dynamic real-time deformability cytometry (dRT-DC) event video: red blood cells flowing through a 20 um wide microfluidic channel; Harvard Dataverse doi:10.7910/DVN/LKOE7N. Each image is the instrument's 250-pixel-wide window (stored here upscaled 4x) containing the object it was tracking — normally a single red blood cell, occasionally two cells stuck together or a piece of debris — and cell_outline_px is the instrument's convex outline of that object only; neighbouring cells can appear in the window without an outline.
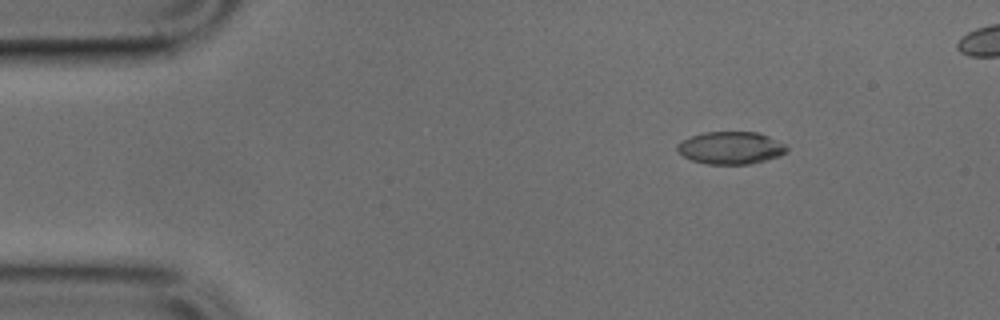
{"species": "common noctule bat (a hibernating species)", "species_latin": "Nyctalus noctula", "temperature_condition": "cold", "stored_images_in_passage": 41, "camera_frame_rate_fps": 3000, "um_per_image_px": 0.085, "animal": {"sex": "male", "body_mass_g": 17.9, "forearm_length_mm": 54.2}, "frame": {"image": 1, "passage_image": 1, "time_ms": 0.0, "image_size_px": [1000, 320], "cell_outline_px": [[788, 148], [780, 156], [748, 164], [708, 164], [692, 160], [684, 156], [676, 148], [676, 144], [692, 136], [704, 132], [756, 132], [768, 136], [788, 144]], "centroid_in_image_um": [62.14, 12.56], "position_along_channel_um": 22.9, "area_um2": 20.58}}
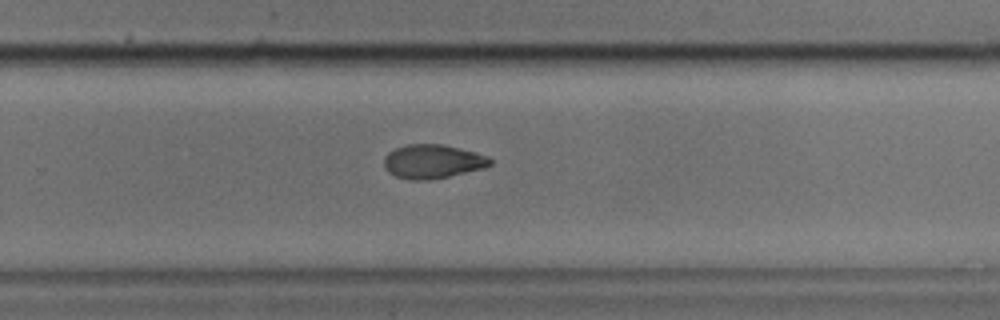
{"frame": {"image": 2, "passage_image": 26, "time_ms": 8.333, "image_size_px": [1000, 320], "cell_outline_px": [[492, 164], [484, 168], [448, 176], [428, 180], [408, 180], [396, 176], [388, 172], [384, 168], [384, 156], [388, 152], [396, 148], [408, 144], [440, 144], [476, 152], [488, 156], [492, 160]], "centroid_in_image_um": [36.76, 13.73], "position_along_channel_um": 293.0, "area_um2": 20.98}}
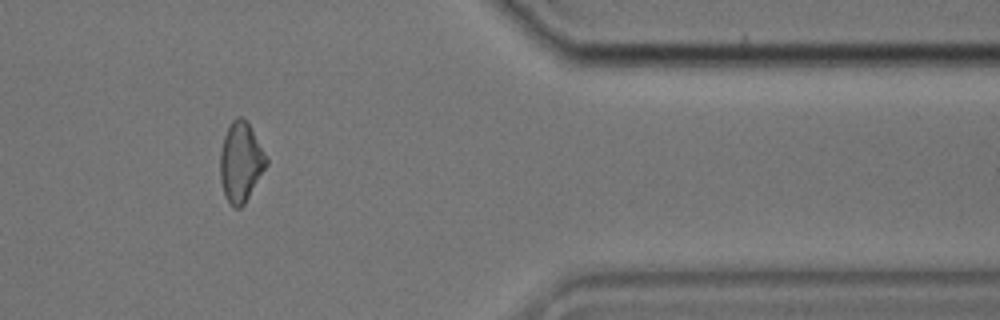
{"frame": {"image": 3, "passage_image": 35, "time_ms": 11.333, "image_size_px": [1000, 320], "cell_outline_px": [[268, 164], [244, 204], [240, 208], [236, 208], [224, 196], [220, 180], [220, 152], [224, 136], [232, 120], [236, 116], [240, 116], [248, 124], [268, 156]], "centroid_in_image_um": [20.47, 13.78], "position_along_channel_um": 390.9, "area_um2": 21.33}}